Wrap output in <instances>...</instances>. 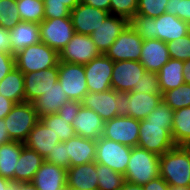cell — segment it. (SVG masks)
<instances>
[{
    "instance_id": "obj_49",
    "label": "cell",
    "mask_w": 190,
    "mask_h": 190,
    "mask_svg": "<svg viewBox=\"0 0 190 190\" xmlns=\"http://www.w3.org/2000/svg\"><path fill=\"white\" fill-rule=\"evenodd\" d=\"M15 103L0 94V119H4L10 112Z\"/></svg>"
},
{
    "instance_id": "obj_51",
    "label": "cell",
    "mask_w": 190,
    "mask_h": 190,
    "mask_svg": "<svg viewBox=\"0 0 190 190\" xmlns=\"http://www.w3.org/2000/svg\"><path fill=\"white\" fill-rule=\"evenodd\" d=\"M19 182L10 181L0 175V190H18Z\"/></svg>"
},
{
    "instance_id": "obj_36",
    "label": "cell",
    "mask_w": 190,
    "mask_h": 190,
    "mask_svg": "<svg viewBox=\"0 0 190 190\" xmlns=\"http://www.w3.org/2000/svg\"><path fill=\"white\" fill-rule=\"evenodd\" d=\"M162 101L173 111L190 106V84L183 85L163 92Z\"/></svg>"
},
{
    "instance_id": "obj_35",
    "label": "cell",
    "mask_w": 190,
    "mask_h": 190,
    "mask_svg": "<svg viewBox=\"0 0 190 190\" xmlns=\"http://www.w3.org/2000/svg\"><path fill=\"white\" fill-rule=\"evenodd\" d=\"M22 21L41 23L44 20V2L37 0H16Z\"/></svg>"
},
{
    "instance_id": "obj_31",
    "label": "cell",
    "mask_w": 190,
    "mask_h": 190,
    "mask_svg": "<svg viewBox=\"0 0 190 190\" xmlns=\"http://www.w3.org/2000/svg\"><path fill=\"white\" fill-rule=\"evenodd\" d=\"M24 143L10 141L0 146V175L10 181H14L17 161L22 151Z\"/></svg>"
},
{
    "instance_id": "obj_42",
    "label": "cell",
    "mask_w": 190,
    "mask_h": 190,
    "mask_svg": "<svg viewBox=\"0 0 190 190\" xmlns=\"http://www.w3.org/2000/svg\"><path fill=\"white\" fill-rule=\"evenodd\" d=\"M165 12L190 25V0H167Z\"/></svg>"
},
{
    "instance_id": "obj_40",
    "label": "cell",
    "mask_w": 190,
    "mask_h": 190,
    "mask_svg": "<svg viewBox=\"0 0 190 190\" xmlns=\"http://www.w3.org/2000/svg\"><path fill=\"white\" fill-rule=\"evenodd\" d=\"M167 0H138L136 15H144L151 18L159 17L165 13Z\"/></svg>"
},
{
    "instance_id": "obj_46",
    "label": "cell",
    "mask_w": 190,
    "mask_h": 190,
    "mask_svg": "<svg viewBox=\"0 0 190 190\" xmlns=\"http://www.w3.org/2000/svg\"><path fill=\"white\" fill-rule=\"evenodd\" d=\"M15 67L14 54L0 52V81Z\"/></svg>"
},
{
    "instance_id": "obj_19",
    "label": "cell",
    "mask_w": 190,
    "mask_h": 190,
    "mask_svg": "<svg viewBox=\"0 0 190 190\" xmlns=\"http://www.w3.org/2000/svg\"><path fill=\"white\" fill-rule=\"evenodd\" d=\"M67 169L44 162L31 183L38 190H64L67 188Z\"/></svg>"
},
{
    "instance_id": "obj_56",
    "label": "cell",
    "mask_w": 190,
    "mask_h": 190,
    "mask_svg": "<svg viewBox=\"0 0 190 190\" xmlns=\"http://www.w3.org/2000/svg\"><path fill=\"white\" fill-rule=\"evenodd\" d=\"M18 190H38L32 183H20Z\"/></svg>"
},
{
    "instance_id": "obj_18",
    "label": "cell",
    "mask_w": 190,
    "mask_h": 190,
    "mask_svg": "<svg viewBox=\"0 0 190 190\" xmlns=\"http://www.w3.org/2000/svg\"><path fill=\"white\" fill-rule=\"evenodd\" d=\"M129 25L127 18L109 15L90 35L101 54H105L120 33Z\"/></svg>"
},
{
    "instance_id": "obj_32",
    "label": "cell",
    "mask_w": 190,
    "mask_h": 190,
    "mask_svg": "<svg viewBox=\"0 0 190 190\" xmlns=\"http://www.w3.org/2000/svg\"><path fill=\"white\" fill-rule=\"evenodd\" d=\"M171 136L176 146H183L190 139V106L174 111Z\"/></svg>"
},
{
    "instance_id": "obj_6",
    "label": "cell",
    "mask_w": 190,
    "mask_h": 190,
    "mask_svg": "<svg viewBox=\"0 0 190 190\" xmlns=\"http://www.w3.org/2000/svg\"><path fill=\"white\" fill-rule=\"evenodd\" d=\"M161 101L162 94L121 93L116 91L117 116H129L143 120Z\"/></svg>"
},
{
    "instance_id": "obj_25",
    "label": "cell",
    "mask_w": 190,
    "mask_h": 190,
    "mask_svg": "<svg viewBox=\"0 0 190 190\" xmlns=\"http://www.w3.org/2000/svg\"><path fill=\"white\" fill-rule=\"evenodd\" d=\"M64 142L67 144V156L70 158V166L95 161L96 140L75 135Z\"/></svg>"
},
{
    "instance_id": "obj_29",
    "label": "cell",
    "mask_w": 190,
    "mask_h": 190,
    "mask_svg": "<svg viewBox=\"0 0 190 190\" xmlns=\"http://www.w3.org/2000/svg\"><path fill=\"white\" fill-rule=\"evenodd\" d=\"M184 61L170 58L157 73L161 93L175 89L183 85Z\"/></svg>"
},
{
    "instance_id": "obj_38",
    "label": "cell",
    "mask_w": 190,
    "mask_h": 190,
    "mask_svg": "<svg viewBox=\"0 0 190 190\" xmlns=\"http://www.w3.org/2000/svg\"><path fill=\"white\" fill-rule=\"evenodd\" d=\"M166 44L170 58L182 61L190 60V33Z\"/></svg>"
},
{
    "instance_id": "obj_28",
    "label": "cell",
    "mask_w": 190,
    "mask_h": 190,
    "mask_svg": "<svg viewBox=\"0 0 190 190\" xmlns=\"http://www.w3.org/2000/svg\"><path fill=\"white\" fill-rule=\"evenodd\" d=\"M69 101L68 96L62 89L59 81H57L52 87L37 98L33 105L38 113V116H45L49 114H55L62 107V105Z\"/></svg>"
},
{
    "instance_id": "obj_52",
    "label": "cell",
    "mask_w": 190,
    "mask_h": 190,
    "mask_svg": "<svg viewBox=\"0 0 190 190\" xmlns=\"http://www.w3.org/2000/svg\"><path fill=\"white\" fill-rule=\"evenodd\" d=\"M10 141L11 139L9 137L4 119H0V146Z\"/></svg>"
},
{
    "instance_id": "obj_7",
    "label": "cell",
    "mask_w": 190,
    "mask_h": 190,
    "mask_svg": "<svg viewBox=\"0 0 190 190\" xmlns=\"http://www.w3.org/2000/svg\"><path fill=\"white\" fill-rule=\"evenodd\" d=\"M39 121L38 113L30 102L15 104L4 118L11 141L24 143L29 132Z\"/></svg>"
},
{
    "instance_id": "obj_53",
    "label": "cell",
    "mask_w": 190,
    "mask_h": 190,
    "mask_svg": "<svg viewBox=\"0 0 190 190\" xmlns=\"http://www.w3.org/2000/svg\"><path fill=\"white\" fill-rule=\"evenodd\" d=\"M43 2H58L63 3L70 10L80 3V0H44Z\"/></svg>"
},
{
    "instance_id": "obj_30",
    "label": "cell",
    "mask_w": 190,
    "mask_h": 190,
    "mask_svg": "<svg viewBox=\"0 0 190 190\" xmlns=\"http://www.w3.org/2000/svg\"><path fill=\"white\" fill-rule=\"evenodd\" d=\"M0 94L15 104L25 102L24 74L16 67L0 81Z\"/></svg>"
},
{
    "instance_id": "obj_21",
    "label": "cell",
    "mask_w": 190,
    "mask_h": 190,
    "mask_svg": "<svg viewBox=\"0 0 190 190\" xmlns=\"http://www.w3.org/2000/svg\"><path fill=\"white\" fill-rule=\"evenodd\" d=\"M82 106L95 111L105 122L117 116L116 91L88 92L84 95Z\"/></svg>"
},
{
    "instance_id": "obj_9",
    "label": "cell",
    "mask_w": 190,
    "mask_h": 190,
    "mask_svg": "<svg viewBox=\"0 0 190 190\" xmlns=\"http://www.w3.org/2000/svg\"><path fill=\"white\" fill-rule=\"evenodd\" d=\"M75 30L71 17L44 19L40 23V40L42 43L60 51L71 40Z\"/></svg>"
},
{
    "instance_id": "obj_10",
    "label": "cell",
    "mask_w": 190,
    "mask_h": 190,
    "mask_svg": "<svg viewBox=\"0 0 190 190\" xmlns=\"http://www.w3.org/2000/svg\"><path fill=\"white\" fill-rule=\"evenodd\" d=\"M58 81L69 100L81 102L84 95L88 93L83 64H72L59 61Z\"/></svg>"
},
{
    "instance_id": "obj_16",
    "label": "cell",
    "mask_w": 190,
    "mask_h": 190,
    "mask_svg": "<svg viewBox=\"0 0 190 190\" xmlns=\"http://www.w3.org/2000/svg\"><path fill=\"white\" fill-rule=\"evenodd\" d=\"M110 15V12L79 3L71 10V20L75 33L91 35Z\"/></svg>"
},
{
    "instance_id": "obj_13",
    "label": "cell",
    "mask_w": 190,
    "mask_h": 190,
    "mask_svg": "<svg viewBox=\"0 0 190 190\" xmlns=\"http://www.w3.org/2000/svg\"><path fill=\"white\" fill-rule=\"evenodd\" d=\"M101 55L89 35L75 33L59 53V60L72 64H87Z\"/></svg>"
},
{
    "instance_id": "obj_3",
    "label": "cell",
    "mask_w": 190,
    "mask_h": 190,
    "mask_svg": "<svg viewBox=\"0 0 190 190\" xmlns=\"http://www.w3.org/2000/svg\"><path fill=\"white\" fill-rule=\"evenodd\" d=\"M159 171L169 185L190 187V152L175 146L159 156Z\"/></svg>"
},
{
    "instance_id": "obj_17",
    "label": "cell",
    "mask_w": 190,
    "mask_h": 190,
    "mask_svg": "<svg viewBox=\"0 0 190 190\" xmlns=\"http://www.w3.org/2000/svg\"><path fill=\"white\" fill-rule=\"evenodd\" d=\"M58 81V65L24 73L25 102L33 103Z\"/></svg>"
},
{
    "instance_id": "obj_33",
    "label": "cell",
    "mask_w": 190,
    "mask_h": 190,
    "mask_svg": "<svg viewBox=\"0 0 190 190\" xmlns=\"http://www.w3.org/2000/svg\"><path fill=\"white\" fill-rule=\"evenodd\" d=\"M98 190H120L126 182L125 176L110 167L96 163Z\"/></svg>"
},
{
    "instance_id": "obj_54",
    "label": "cell",
    "mask_w": 190,
    "mask_h": 190,
    "mask_svg": "<svg viewBox=\"0 0 190 190\" xmlns=\"http://www.w3.org/2000/svg\"><path fill=\"white\" fill-rule=\"evenodd\" d=\"M182 72H183L184 82L190 84V60L184 61Z\"/></svg>"
},
{
    "instance_id": "obj_48",
    "label": "cell",
    "mask_w": 190,
    "mask_h": 190,
    "mask_svg": "<svg viewBox=\"0 0 190 190\" xmlns=\"http://www.w3.org/2000/svg\"><path fill=\"white\" fill-rule=\"evenodd\" d=\"M143 188L144 190H169V184L159 176L143 185Z\"/></svg>"
},
{
    "instance_id": "obj_20",
    "label": "cell",
    "mask_w": 190,
    "mask_h": 190,
    "mask_svg": "<svg viewBox=\"0 0 190 190\" xmlns=\"http://www.w3.org/2000/svg\"><path fill=\"white\" fill-rule=\"evenodd\" d=\"M170 59L167 44L159 39L143 40L140 63L146 71L158 73Z\"/></svg>"
},
{
    "instance_id": "obj_23",
    "label": "cell",
    "mask_w": 190,
    "mask_h": 190,
    "mask_svg": "<svg viewBox=\"0 0 190 190\" xmlns=\"http://www.w3.org/2000/svg\"><path fill=\"white\" fill-rule=\"evenodd\" d=\"M67 188L71 190H98L96 162L70 166L67 169Z\"/></svg>"
},
{
    "instance_id": "obj_44",
    "label": "cell",
    "mask_w": 190,
    "mask_h": 190,
    "mask_svg": "<svg viewBox=\"0 0 190 190\" xmlns=\"http://www.w3.org/2000/svg\"><path fill=\"white\" fill-rule=\"evenodd\" d=\"M71 10L63 3L44 2V19L70 17Z\"/></svg>"
},
{
    "instance_id": "obj_4",
    "label": "cell",
    "mask_w": 190,
    "mask_h": 190,
    "mask_svg": "<svg viewBox=\"0 0 190 190\" xmlns=\"http://www.w3.org/2000/svg\"><path fill=\"white\" fill-rule=\"evenodd\" d=\"M124 176L126 182L141 186L159 177V155L138 146L132 147Z\"/></svg>"
},
{
    "instance_id": "obj_1",
    "label": "cell",
    "mask_w": 190,
    "mask_h": 190,
    "mask_svg": "<svg viewBox=\"0 0 190 190\" xmlns=\"http://www.w3.org/2000/svg\"><path fill=\"white\" fill-rule=\"evenodd\" d=\"M174 111L163 101L149 115L140 120L137 146L163 155L176 145L171 136Z\"/></svg>"
},
{
    "instance_id": "obj_58",
    "label": "cell",
    "mask_w": 190,
    "mask_h": 190,
    "mask_svg": "<svg viewBox=\"0 0 190 190\" xmlns=\"http://www.w3.org/2000/svg\"><path fill=\"white\" fill-rule=\"evenodd\" d=\"M183 147L190 152V139L183 145Z\"/></svg>"
},
{
    "instance_id": "obj_14",
    "label": "cell",
    "mask_w": 190,
    "mask_h": 190,
    "mask_svg": "<svg viewBox=\"0 0 190 190\" xmlns=\"http://www.w3.org/2000/svg\"><path fill=\"white\" fill-rule=\"evenodd\" d=\"M114 62L101 54L84 64L88 92H105L112 89L111 76Z\"/></svg>"
},
{
    "instance_id": "obj_12",
    "label": "cell",
    "mask_w": 190,
    "mask_h": 190,
    "mask_svg": "<svg viewBox=\"0 0 190 190\" xmlns=\"http://www.w3.org/2000/svg\"><path fill=\"white\" fill-rule=\"evenodd\" d=\"M142 44L143 39L129 24L106 51L105 55L113 62L140 61Z\"/></svg>"
},
{
    "instance_id": "obj_26",
    "label": "cell",
    "mask_w": 190,
    "mask_h": 190,
    "mask_svg": "<svg viewBox=\"0 0 190 190\" xmlns=\"http://www.w3.org/2000/svg\"><path fill=\"white\" fill-rule=\"evenodd\" d=\"M8 31L12 43V54H16L25 47L41 42L39 23L21 21Z\"/></svg>"
},
{
    "instance_id": "obj_37",
    "label": "cell",
    "mask_w": 190,
    "mask_h": 190,
    "mask_svg": "<svg viewBox=\"0 0 190 190\" xmlns=\"http://www.w3.org/2000/svg\"><path fill=\"white\" fill-rule=\"evenodd\" d=\"M21 21L16 0H0V26L10 30Z\"/></svg>"
},
{
    "instance_id": "obj_11",
    "label": "cell",
    "mask_w": 190,
    "mask_h": 190,
    "mask_svg": "<svg viewBox=\"0 0 190 190\" xmlns=\"http://www.w3.org/2000/svg\"><path fill=\"white\" fill-rule=\"evenodd\" d=\"M140 120L129 116H116L104 124L102 137L130 147H136L139 139Z\"/></svg>"
},
{
    "instance_id": "obj_45",
    "label": "cell",
    "mask_w": 190,
    "mask_h": 190,
    "mask_svg": "<svg viewBox=\"0 0 190 190\" xmlns=\"http://www.w3.org/2000/svg\"><path fill=\"white\" fill-rule=\"evenodd\" d=\"M81 106V102L69 100L62 105V107L58 110L57 114H59L62 118L69 120L70 124H72V121L78 114Z\"/></svg>"
},
{
    "instance_id": "obj_22",
    "label": "cell",
    "mask_w": 190,
    "mask_h": 190,
    "mask_svg": "<svg viewBox=\"0 0 190 190\" xmlns=\"http://www.w3.org/2000/svg\"><path fill=\"white\" fill-rule=\"evenodd\" d=\"M105 121L92 109L81 106L72 121L77 136L97 140L102 136Z\"/></svg>"
},
{
    "instance_id": "obj_5",
    "label": "cell",
    "mask_w": 190,
    "mask_h": 190,
    "mask_svg": "<svg viewBox=\"0 0 190 190\" xmlns=\"http://www.w3.org/2000/svg\"><path fill=\"white\" fill-rule=\"evenodd\" d=\"M15 65L23 74L52 68L59 63V53L48 45L40 42L18 51Z\"/></svg>"
},
{
    "instance_id": "obj_27",
    "label": "cell",
    "mask_w": 190,
    "mask_h": 190,
    "mask_svg": "<svg viewBox=\"0 0 190 190\" xmlns=\"http://www.w3.org/2000/svg\"><path fill=\"white\" fill-rule=\"evenodd\" d=\"M44 162L45 159L35 150L23 145L21 154L16 163L17 169H15L14 181L19 183H31L35 173Z\"/></svg>"
},
{
    "instance_id": "obj_47",
    "label": "cell",
    "mask_w": 190,
    "mask_h": 190,
    "mask_svg": "<svg viewBox=\"0 0 190 190\" xmlns=\"http://www.w3.org/2000/svg\"><path fill=\"white\" fill-rule=\"evenodd\" d=\"M0 52L12 53V43L7 29L0 26Z\"/></svg>"
},
{
    "instance_id": "obj_15",
    "label": "cell",
    "mask_w": 190,
    "mask_h": 190,
    "mask_svg": "<svg viewBox=\"0 0 190 190\" xmlns=\"http://www.w3.org/2000/svg\"><path fill=\"white\" fill-rule=\"evenodd\" d=\"M144 66L139 61H116L114 62L111 86L117 92H131L137 86L145 73Z\"/></svg>"
},
{
    "instance_id": "obj_55",
    "label": "cell",
    "mask_w": 190,
    "mask_h": 190,
    "mask_svg": "<svg viewBox=\"0 0 190 190\" xmlns=\"http://www.w3.org/2000/svg\"><path fill=\"white\" fill-rule=\"evenodd\" d=\"M120 190H144L143 186L125 182Z\"/></svg>"
},
{
    "instance_id": "obj_2",
    "label": "cell",
    "mask_w": 190,
    "mask_h": 190,
    "mask_svg": "<svg viewBox=\"0 0 190 190\" xmlns=\"http://www.w3.org/2000/svg\"><path fill=\"white\" fill-rule=\"evenodd\" d=\"M129 24L143 40L159 39L168 43L190 33L188 23L166 12L156 18L135 15Z\"/></svg>"
},
{
    "instance_id": "obj_8",
    "label": "cell",
    "mask_w": 190,
    "mask_h": 190,
    "mask_svg": "<svg viewBox=\"0 0 190 190\" xmlns=\"http://www.w3.org/2000/svg\"><path fill=\"white\" fill-rule=\"evenodd\" d=\"M132 147L99 137L96 140L95 162L110 167L113 171L125 174Z\"/></svg>"
},
{
    "instance_id": "obj_57",
    "label": "cell",
    "mask_w": 190,
    "mask_h": 190,
    "mask_svg": "<svg viewBox=\"0 0 190 190\" xmlns=\"http://www.w3.org/2000/svg\"><path fill=\"white\" fill-rule=\"evenodd\" d=\"M169 190H190V187H181V186L169 185Z\"/></svg>"
},
{
    "instance_id": "obj_24",
    "label": "cell",
    "mask_w": 190,
    "mask_h": 190,
    "mask_svg": "<svg viewBox=\"0 0 190 190\" xmlns=\"http://www.w3.org/2000/svg\"><path fill=\"white\" fill-rule=\"evenodd\" d=\"M58 142H61L59 136L39 120L29 132L24 145L45 159Z\"/></svg>"
},
{
    "instance_id": "obj_39",
    "label": "cell",
    "mask_w": 190,
    "mask_h": 190,
    "mask_svg": "<svg viewBox=\"0 0 190 190\" xmlns=\"http://www.w3.org/2000/svg\"><path fill=\"white\" fill-rule=\"evenodd\" d=\"M138 0H110V14L127 18L137 14Z\"/></svg>"
},
{
    "instance_id": "obj_34",
    "label": "cell",
    "mask_w": 190,
    "mask_h": 190,
    "mask_svg": "<svg viewBox=\"0 0 190 190\" xmlns=\"http://www.w3.org/2000/svg\"><path fill=\"white\" fill-rule=\"evenodd\" d=\"M39 120L55 134L59 136L60 141H66L74 137L75 131L69 120L62 118L59 114H49L39 117Z\"/></svg>"
},
{
    "instance_id": "obj_41",
    "label": "cell",
    "mask_w": 190,
    "mask_h": 190,
    "mask_svg": "<svg viewBox=\"0 0 190 190\" xmlns=\"http://www.w3.org/2000/svg\"><path fill=\"white\" fill-rule=\"evenodd\" d=\"M131 92L147 93V94H162L159 88V80L157 73L145 71L140 82L134 86Z\"/></svg>"
},
{
    "instance_id": "obj_43",
    "label": "cell",
    "mask_w": 190,
    "mask_h": 190,
    "mask_svg": "<svg viewBox=\"0 0 190 190\" xmlns=\"http://www.w3.org/2000/svg\"><path fill=\"white\" fill-rule=\"evenodd\" d=\"M45 162L68 169L70 158L67 156V144L63 141L56 143L55 148L45 158Z\"/></svg>"
},
{
    "instance_id": "obj_50",
    "label": "cell",
    "mask_w": 190,
    "mask_h": 190,
    "mask_svg": "<svg viewBox=\"0 0 190 190\" xmlns=\"http://www.w3.org/2000/svg\"><path fill=\"white\" fill-rule=\"evenodd\" d=\"M80 2L110 12V0H80Z\"/></svg>"
}]
</instances>
